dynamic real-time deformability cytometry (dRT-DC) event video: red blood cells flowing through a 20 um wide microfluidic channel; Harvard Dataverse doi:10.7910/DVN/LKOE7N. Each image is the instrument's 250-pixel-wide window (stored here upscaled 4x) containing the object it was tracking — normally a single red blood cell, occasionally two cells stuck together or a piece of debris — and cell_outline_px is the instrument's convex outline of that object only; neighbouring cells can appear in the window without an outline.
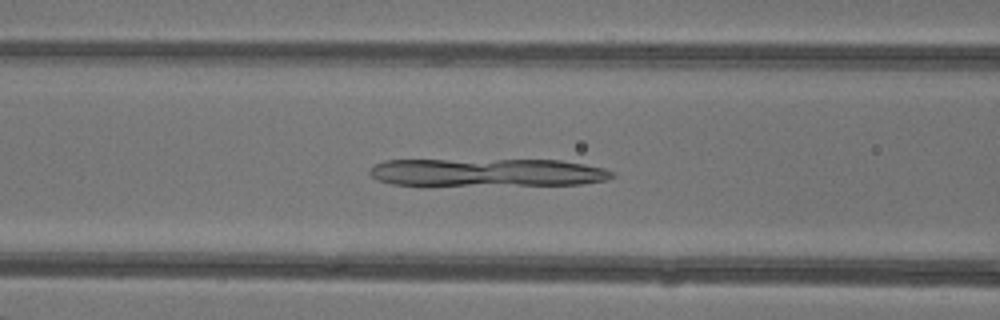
{"species": "common noctule bat (a hibernating species)", "species_latin": "Nyctalus noctula", "temperature_condition": "warm", "stored_images_in_passage": 33, "camera_frame_rate_fps": 3000, "um_per_image_px": 0.085, "animal": {"sex": "female"}, "frame": {"image": 1, "passage_image": 6, "time_ms": 1.667, "image_size_px": [1000, 320], "cell_outline_px": [[616, 176], [608, 180], [580, 184], [392, 184], [380, 180], [372, 176], [368, 172], [376, 164], [384, 160], [560, 160], [584, 164], [604, 168], [616, 172]], "centroid_in_image_um": [41.51, 14.64], "position_along_channel_um": 125.1, "area_um2": 38.78}}
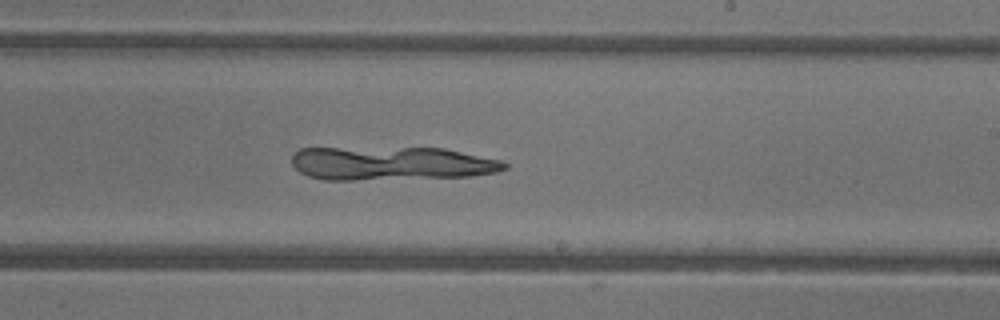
{"frame": {"image": 2, "passage_image": 15, "time_ms": 4.667, "image_size_px": [1000, 320], "cell_outline_px": [[508, 168], [496, 172], [472, 176], [356, 180], [324, 180], [308, 176], [300, 172], [292, 164], [292, 156], [300, 148], [444, 148], [500, 160], [508, 164]], "centroid_in_image_um": [33.25, 13.89], "position_along_channel_um": 255.7, "area_um2": 41.62}}
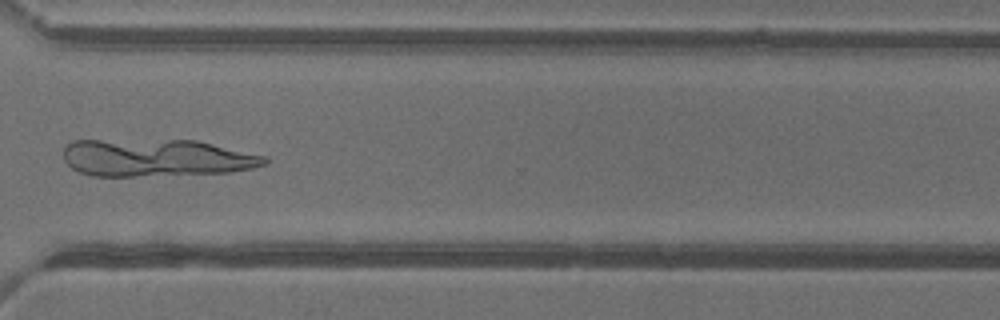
{"frame": {"image": 3, "passage_image": 22, "time_ms": 7.0, "image_size_px": [1000, 320], "cell_outline_px": [[268, 164], [252, 168], [228, 172], [136, 176], [92, 176], [80, 172], [72, 168], [64, 160], [64, 148], [72, 140], [196, 140], [264, 156], [268, 160]], "centroid_in_image_um": [13.25, 13.41], "position_along_channel_um": 357.3, "area_um2": 43.64}}